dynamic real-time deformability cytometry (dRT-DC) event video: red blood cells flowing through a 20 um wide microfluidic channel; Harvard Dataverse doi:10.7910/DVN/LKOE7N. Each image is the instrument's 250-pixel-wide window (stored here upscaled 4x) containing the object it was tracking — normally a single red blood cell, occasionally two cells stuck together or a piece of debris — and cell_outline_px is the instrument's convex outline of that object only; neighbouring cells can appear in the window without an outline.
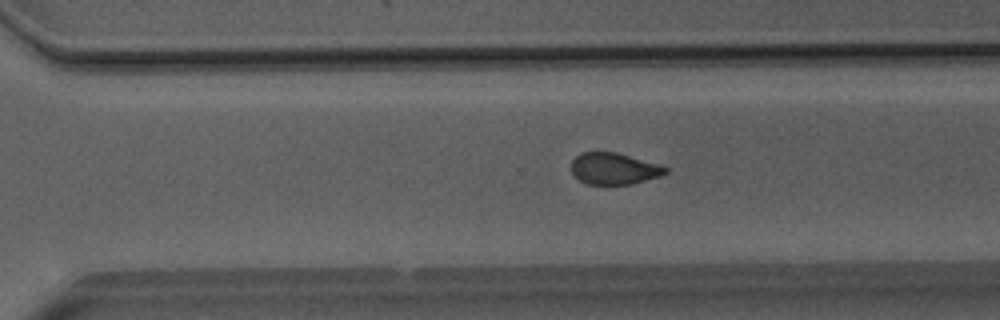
{"species": "Egyptian fruit bat (a non-hibernating species)", "species_latin": "Rousettus aegyptiacus", "temperature_condition": "room temperature", "stored_images_in_passage": 51, "camera_frame_rate_fps": 3000, "um_per_image_px": 0.085, "animal": {"sex": "male"}, "frame": {"image": 1, "passage_image": 36, "time_ms": 11.667, "image_size_px": [1000, 320], "cell_outline_px": [[668, 172], [660, 176], [632, 184], [588, 184], [580, 180], [572, 172], [572, 160], [580, 152], [616, 152], [660, 164], [668, 168]], "centroid_in_image_um": [52.21, 14.32], "position_along_channel_um": 318.4, "area_um2": 17.28}}
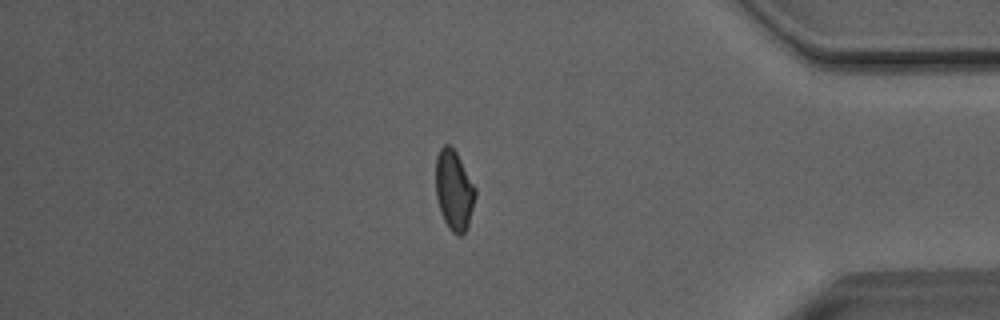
{"frame": {"image": 2, "passage_image": 44, "time_ms": 14.333, "image_size_px": [1000, 320], "cell_outline_px": [[476, 196], [468, 224], [464, 232], [460, 236], [456, 236], [448, 228], [440, 212], [436, 196], [436, 156], [440, 148], [444, 144], [448, 144], [456, 152], [476, 188]], "centroid_in_image_um": [38.58, 16.18], "position_along_channel_um": 396.6, "area_um2": 18.44}}
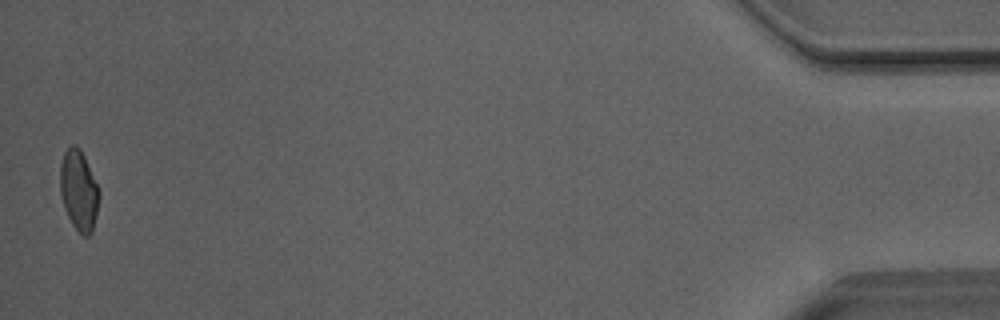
{"frame": {"image": 3, "passage_image": 51, "time_ms": 16.667, "image_size_px": [1000, 320], "cell_outline_px": [[100, 196], [92, 232], [88, 236], [84, 236], [72, 224], [64, 208], [60, 192], [60, 164], [64, 152], [72, 144], [76, 144], [80, 148], [84, 156], [100, 192]], "centroid_in_image_um": [6.69, 16.17], "position_along_channel_um": 428.5, "area_um2": 18.15}, "authors_computed_cell_mechanics": {"area_um2": 19.0162, "velocity_mm_per_s": 4.058, "shape_relaxation_time_tau1_ms": null, "shape_relaxation_time_tau2_ms": 1.4102, "deformation_change_tau1": null, "deformation_change_tau2": 0.0803}}